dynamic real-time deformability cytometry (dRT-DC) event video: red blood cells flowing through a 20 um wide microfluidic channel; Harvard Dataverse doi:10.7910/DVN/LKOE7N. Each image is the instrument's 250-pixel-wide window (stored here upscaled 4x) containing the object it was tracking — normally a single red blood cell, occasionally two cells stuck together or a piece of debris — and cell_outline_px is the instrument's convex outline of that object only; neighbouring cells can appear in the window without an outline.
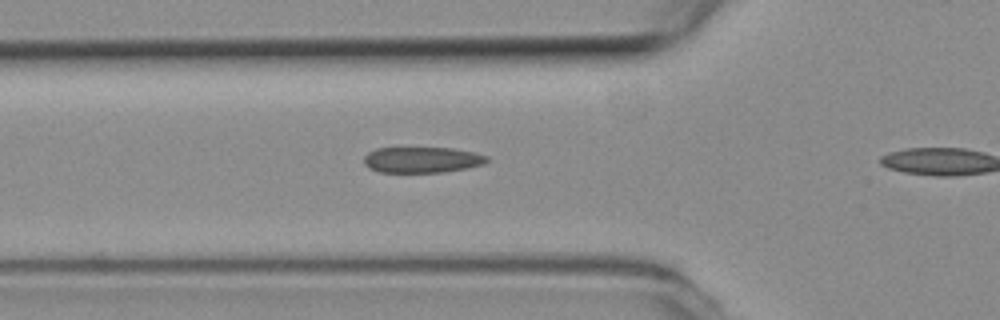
{"species": "common noctule bat (a hibernating species)", "species_latin": "Nyctalus noctula", "temperature_condition": "room temperature", "stored_images_in_passage": 17, "camera_frame_rate_fps": 3000, "um_per_image_px": 0.085, "animal": {"sex": "female", "body_mass_g": 19.3, "forearm_length_mm": 54.1}, "frame": {"image": 1, "passage_image": 10, "time_ms": 3.0, "image_size_px": [1000, 320], "cell_outline_px": [[488, 160], [484, 164], [468, 168], [444, 172], [380, 172], [368, 168], [364, 164], [364, 156], [368, 152], [376, 148], [452, 148], [472, 152], [488, 156]], "centroid_in_image_um": [35.86, 13.59], "position_along_channel_um": 89.9, "area_um2": 18.55}}